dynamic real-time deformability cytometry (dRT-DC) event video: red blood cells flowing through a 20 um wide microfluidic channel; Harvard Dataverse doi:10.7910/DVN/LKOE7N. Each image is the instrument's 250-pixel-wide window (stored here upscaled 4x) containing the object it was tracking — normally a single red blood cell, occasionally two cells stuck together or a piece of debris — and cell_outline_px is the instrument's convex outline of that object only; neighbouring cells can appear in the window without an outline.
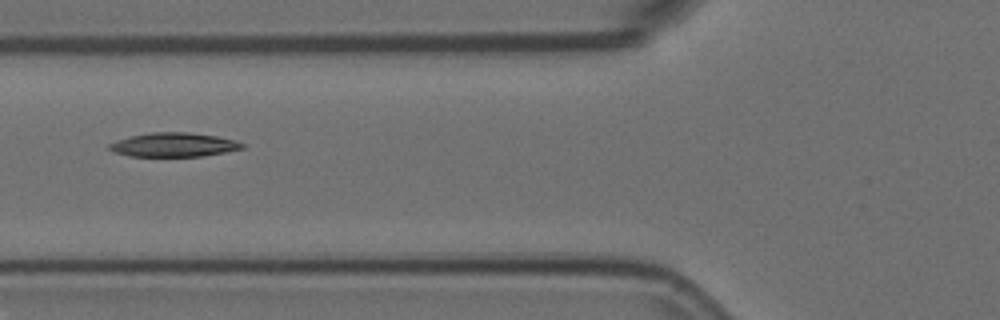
{"species": "Egyptian fruit bat (a non-hibernating species)", "species_latin": "Rousettus aegyptiacus", "temperature_condition": "room temperature", "stored_images_in_passage": 7, "camera_frame_rate_fps": 3000, "um_per_image_px": 0.085, "animal": {"sex": "female"}, "frame": {"image": 1, "passage_image": 6, "time_ms": 1.667, "image_size_px": [1000, 320], "cell_outline_px": [[244, 148], [224, 152], [200, 156], [128, 156], [116, 152], [108, 148], [108, 144], [116, 140], [132, 136], [152, 132], [188, 132], [216, 136], [236, 140], [244, 144]], "centroid_in_image_um": [14.76, 12.3], "position_along_channel_um": 111.0, "area_um2": 18.44}}
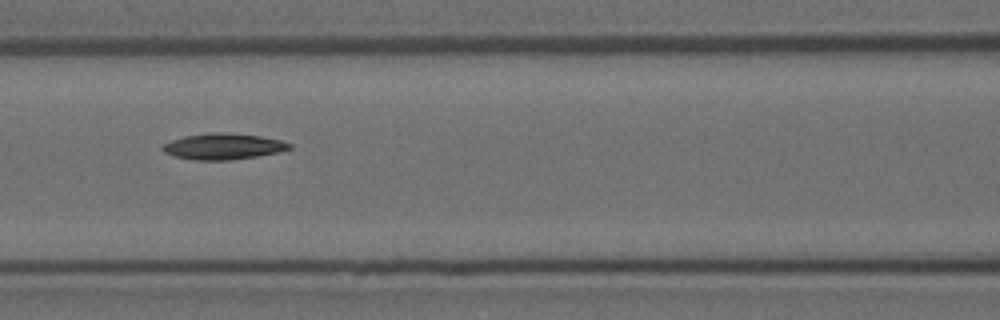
{"frame": {"image": 2, "passage_image": 7, "time_ms": 2.0, "image_size_px": [1000, 320], "cell_outline_px": [[292, 148], [276, 152], [256, 156], [232, 160], [192, 160], [176, 156], [164, 152], [160, 148], [164, 144], [172, 140], [184, 136], [212, 132], [224, 132], [260, 136], [280, 140], [292, 144]], "centroid_in_image_um": [18.96, 12.44], "position_along_channel_um": 147.6, "area_um2": 19.13}}